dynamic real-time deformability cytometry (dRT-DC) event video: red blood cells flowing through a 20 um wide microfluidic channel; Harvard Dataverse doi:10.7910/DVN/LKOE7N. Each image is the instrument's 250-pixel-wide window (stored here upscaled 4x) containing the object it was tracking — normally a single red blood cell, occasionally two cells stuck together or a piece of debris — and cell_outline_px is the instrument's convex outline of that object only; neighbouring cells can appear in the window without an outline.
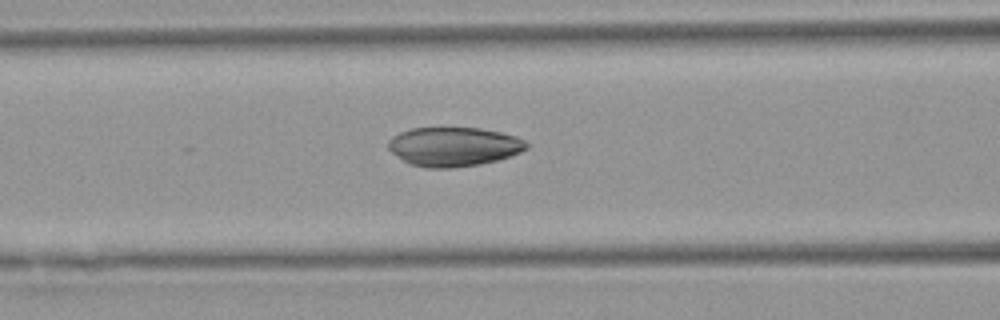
{"species": "Egyptian fruit bat (a non-hibernating species)", "species_latin": "Rousettus aegyptiacus", "temperature_condition": "warm", "stored_images_in_passage": 25, "camera_frame_rate_fps": 3000, "um_per_image_px": 0.085, "animal": {"sex": "female"}, "frame": {"image": 1, "passage_image": 21, "time_ms": 6.667, "image_size_px": [1000, 320], "cell_outline_px": [[528, 148], [512, 156], [480, 164], [452, 168], [424, 168], [408, 164], [392, 152], [388, 148], [388, 140], [392, 136], [400, 132], [412, 128], [480, 128], [500, 132], [516, 136], [524, 140], [528, 144]], "centroid_in_image_um": [38.55, 12.47], "position_along_channel_um": 128.0, "area_um2": 31.67}}
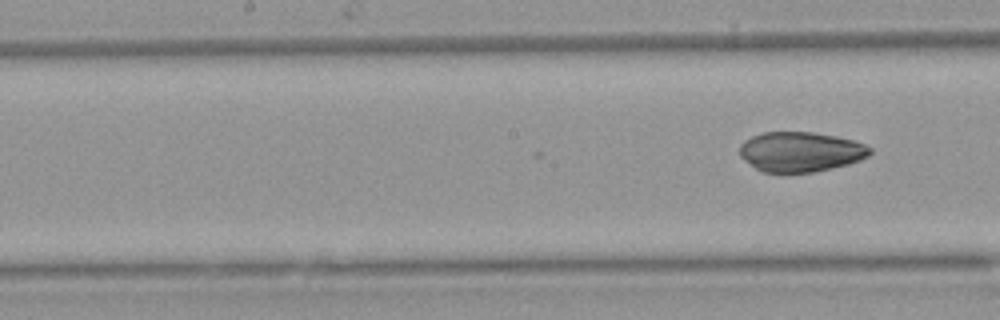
{"frame": {"image": 2, "passage_image": 25, "time_ms": 8.0, "image_size_px": [1000, 320], "cell_outline_px": [[872, 152], [868, 156], [860, 160], [848, 164], [832, 168], [812, 172], [784, 176], [764, 172], [756, 168], [744, 160], [740, 156], [740, 144], [744, 140], [752, 136], [764, 132], [812, 132], [836, 136], [852, 140], [864, 144], [872, 148]], "centroid_in_image_um": [68.02, 12.93], "position_along_channel_um": 180.2, "area_um2": 30.92}}